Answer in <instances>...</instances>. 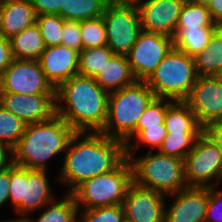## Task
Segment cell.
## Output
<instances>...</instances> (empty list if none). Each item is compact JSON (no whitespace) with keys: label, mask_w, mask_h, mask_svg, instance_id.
Segmentation results:
<instances>
[{"label":"cell","mask_w":222,"mask_h":222,"mask_svg":"<svg viewBox=\"0 0 222 222\" xmlns=\"http://www.w3.org/2000/svg\"><path fill=\"white\" fill-rule=\"evenodd\" d=\"M76 132L65 151L59 182L68 185L71 193L83 181L112 171L125 158L123 142L101 132ZM82 138L81 141H78ZM70 185V186H69Z\"/></svg>","instance_id":"obj_1"},{"label":"cell","mask_w":222,"mask_h":222,"mask_svg":"<svg viewBox=\"0 0 222 222\" xmlns=\"http://www.w3.org/2000/svg\"><path fill=\"white\" fill-rule=\"evenodd\" d=\"M108 96L94 78L73 76L56 89V115L76 132H101L107 119Z\"/></svg>","instance_id":"obj_2"},{"label":"cell","mask_w":222,"mask_h":222,"mask_svg":"<svg viewBox=\"0 0 222 222\" xmlns=\"http://www.w3.org/2000/svg\"><path fill=\"white\" fill-rule=\"evenodd\" d=\"M76 131L56 114L49 120L26 125L12 149V163L30 170H47L46 161L65 152Z\"/></svg>","instance_id":"obj_3"},{"label":"cell","mask_w":222,"mask_h":222,"mask_svg":"<svg viewBox=\"0 0 222 222\" xmlns=\"http://www.w3.org/2000/svg\"><path fill=\"white\" fill-rule=\"evenodd\" d=\"M154 98L146 81L140 80L109 92L107 119L101 133L124 143L134 133L141 114Z\"/></svg>","instance_id":"obj_4"},{"label":"cell","mask_w":222,"mask_h":222,"mask_svg":"<svg viewBox=\"0 0 222 222\" xmlns=\"http://www.w3.org/2000/svg\"><path fill=\"white\" fill-rule=\"evenodd\" d=\"M197 78L194 57L173 46L146 83L156 98L185 101Z\"/></svg>","instance_id":"obj_5"},{"label":"cell","mask_w":222,"mask_h":222,"mask_svg":"<svg viewBox=\"0 0 222 222\" xmlns=\"http://www.w3.org/2000/svg\"><path fill=\"white\" fill-rule=\"evenodd\" d=\"M133 183V168L125 158L115 169L83 181L72 192L78 210L122 205L126 191Z\"/></svg>","instance_id":"obj_6"},{"label":"cell","mask_w":222,"mask_h":222,"mask_svg":"<svg viewBox=\"0 0 222 222\" xmlns=\"http://www.w3.org/2000/svg\"><path fill=\"white\" fill-rule=\"evenodd\" d=\"M129 158L133 168V182L140 187L171 194L187 188L184 162L174 156L148 154L139 158Z\"/></svg>","instance_id":"obj_7"},{"label":"cell","mask_w":222,"mask_h":222,"mask_svg":"<svg viewBox=\"0 0 222 222\" xmlns=\"http://www.w3.org/2000/svg\"><path fill=\"white\" fill-rule=\"evenodd\" d=\"M9 192V200L23 220L25 214L50 206L54 200L45 170H30L14 163L10 165Z\"/></svg>","instance_id":"obj_8"},{"label":"cell","mask_w":222,"mask_h":222,"mask_svg":"<svg viewBox=\"0 0 222 222\" xmlns=\"http://www.w3.org/2000/svg\"><path fill=\"white\" fill-rule=\"evenodd\" d=\"M183 162L188 187H215L211 180L216 177V184L222 180V154L205 132Z\"/></svg>","instance_id":"obj_9"},{"label":"cell","mask_w":222,"mask_h":222,"mask_svg":"<svg viewBox=\"0 0 222 222\" xmlns=\"http://www.w3.org/2000/svg\"><path fill=\"white\" fill-rule=\"evenodd\" d=\"M102 18L107 46L114 54L127 55L142 31L136 4H108Z\"/></svg>","instance_id":"obj_10"},{"label":"cell","mask_w":222,"mask_h":222,"mask_svg":"<svg viewBox=\"0 0 222 222\" xmlns=\"http://www.w3.org/2000/svg\"><path fill=\"white\" fill-rule=\"evenodd\" d=\"M0 93L56 94L38 60L13 59L0 78Z\"/></svg>","instance_id":"obj_11"},{"label":"cell","mask_w":222,"mask_h":222,"mask_svg":"<svg viewBox=\"0 0 222 222\" xmlns=\"http://www.w3.org/2000/svg\"><path fill=\"white\" fill-rule=\"evenodd\" d=\"M172 47V37L142 30L126 55L135 79L146 81Z\"/></svg>","instance_id":"obj_12"},{"label":"cell","mask_w":222,"mask_h":222,"mask_svg":"<svg viewBox=\"0 0 222 222\" xmlns=\"http://www.w3.org/2000/svg\"><path fill=\"white\" fill-rule=\"evenodd\" d=\"M185 102L203 128L222 121V82L216 76H198Z\"/></svg>","instance_id":"obj_13"},{"label":"cell","mask_w":222,"mask_h":222,"mask_svg":"<svg viewBox=\"0 0 222 222\" xmlns=\"http://www.w3.org/2000/svg\"><path fill=\"white\" fill-rule=\"evenodd\" d=\"M164 193L137 186L134 182L126 191L122 203L126 222H164Z\"/></svg>","instance_id":"obj_14"},{"label":"cell","mask_w":222,"mask_h":222,"mask_svg":"<svg viewBox=\"0 0 222 222\" xmlns=\"http://www.w3.org/2000/svg\"><path fill=\"white\" fill-rule=\"evenodd\" d=\"M186 0H139L136 6L142 30L174 37Z\"/></svg>","instance_id":"obj_15"},{"label":"cell","mask_w":222,"mask_h":222,"mask_svg":"<svg viewBox=\"0 0 222 222\" xmlns=\"http://www.w3.org/2000/svg\"><path fill=\"white\" fill-rule=\"evenodd\" d=\"M56 94L0 93V105L25 123H39L56 114Z\"/></svg>","instance_id":"obj_16"},{"label":"cell","mask_w":222,"mask_h":222,"mask_svg":"<svg viewBox=\"0 0 222 222\" xmlns=\"http://www.w3.org/2000/svg\"><path fill=\"white\" fill-rule=\"evenodd\" d=\"M174 195L173 204L166 209L164 222H205L209 187H187Z\"/></svg>","instance_id":"obj_17"},{"label":"cell","mask_w":222,"mask_h":222,"mask_svg":"<svg viewBox=\"0 0 222 222\" xmlns=\"http://www.w3.org/2000/svg\"><path fill=\"white\" fill-rule=\"evenodd\" d=\"M38 62L46 78L57 89L62 83L78 75L79 52L62 44L46 47Z\"/></svg>","instance_id":"obj_18"},{"label":"cell","mask_w":222,"mask_h":222,"mask_svg":"<svg viewBox=\"0 0 222 222\" xmlns=\"http://www.w3.org/2000/svg\"><path fill=\"white\" fill-rule=\"evenodd\" d=\"M37 13L29 0H0V34L7 39L34 25Z\"/></svg>","instance_id":"obj_19"},{"label":"cell","mask_w":222,"mask_h":222,"mask_svg":"<svg viewBox=\"0 0 222 222\" xmlns=\"http://www.w3.org/2000/svg\"><path fill=\"white\" fill-rule=\"evenodd\" d=\"M94 79L108 92L122 89L136 81L130 69L127 56L118 54H114L108 60Z\"/></svg>","instance_id":"obj_20"},{"label":"cell","mask_w":222,"mask_h":222,"mask_svg":"<svg viewBox=\"0 0 222 222\" xmlns=\"http://www.w3.org/2000/svg\"><path fill=\"white\" fill-rule=\"evenodd\" d=\"M167 133H203L195 114L185 101H173L166 109L164 121Z\"/></svg>","instance_id":"obj_21"},{"label":"cell","mask_w":222,"mask_h":222,"mask_svg":"<svg viewBox=\"0 0 222 222\" xmlns=\"http://www.w3.org/2000/svg\"><path fill=\"white\" fill-rule=\"evenodd\" d=\"M10 42L15 59L38 60L46 48L41 30L36 23L10 38Z\"/></svg>","instance_id":"obj_22"},{"label":"cell","mask_w":222,"mask_h":222,"mask_svg":"<svg viewBox=\"0 0 222 222\" xmlns=\"http://www.w3.org/2000/svg\"><path fill=\"white\" fill-rule=\"evenodd\" d=\"M198 76H215L222 70V27L212 35L208 45L194 56Z\"/></svg>","instance_id":"obj_23"},{"label":"cell","mask_w":222,"mask_h":222,"mask_svg":"<svg viewBox=\"0 0 222 222\" xmlns=\"http://www.w3.org/2000/svg\"><path fill=\"white\" fill-rule=\"evenodd\" d=\"M218 28H176L173 37V46L188 56L194 57L208 45L212 35Z\"/></svg>","instance_id":"obj_24"},{"label":"cell","mask_w":222,"mask_h":222,"mask_svg":"<svg viewBox=\"0 0 222 222\" xmlns=\"http://www.w3.org/2000/svg\"><path fill=\"white\" fill-rule=\"evenodd\" d=\"M64 199L58 202L54 199L49 205H51L39 216V218L34 221L25 217L23 222H78V206L71 193L68 192Z\"/></svg>","instance_id":"obj_25"},{"label":"cell","mask_w":222,"mask_h":222,"mask_svg":"<svg viewBox=\"0 0 222 222\" xmlns=\"http://www.w3.org/2000/svg\"><path fill=\"white\" fill-rule=\"evenodd\" d=\"M108 3L106 0H65V9H60L64 20L84 21L101 17Z\"/></svg>","instance_id":"obj_26"},{"label":"cell","mask_w":222,"mask_h":222,"mask_svg":"<svg viewBox=\"0 0 222 222\" xmlns=\"http://www.w3.org/2000/svg\"><path fill=\"white\" fill-rule=\"evenodd\" d=\"M113 55L107 45L82 49L79 52L78 75L94 78Z\"/></svg>","instance_id":"obj_27"},{"label":"cell","mask_w":222,"mask_h":222,"mask_svg":"<svg viewBox=\"0 0 222 222\" xmlns=\"http://www.w3.org/2000/svg\"><path fill=\"white\" fill-rule=\"evenodd\" d=\"M218 27L214 24L206 5L186 0L176 28Z\"/></svg>","instance_id":"obj_28"},{"label":"cell","mask_w":222,"mask_h":222,"mask_svg":"<svg viewBox=\"0 0 222 222\" xmlns=\"http://www.w3.org/2000/svg\"><path fill=\"white\" fill-rule=\"evenodd\" d=\"M202 133H167L163 140L159 153L168 156L186 158L193 149L196 140Z\"/></svg>","instance_id":"obj_29"},{"label":"cell","mask_w":222,"mask_h":222,"mask_svg":"<svg viewBox=\"0 0 222 222\" xmlns=\"http://www.w3.org/2000/svg\"><path fill=\"white\" fill-rule=\"evenodd\" d=\"M172 102L167 98L155 97L141 114L134 133L124 142L125 147L130 144V139L137 136L143 129L164 124L166 109Z\"/></svg>","instance_id":"obj_30"},{"label":"cell","mask_w":222,"mask_h":222,"mask_svg":"<svg viewBox=\"0 0 222 222\" xmlns=\"http://www.w3.org/2000/svg\"><path fill=\"white\" fill-rule=\"evenodd\" d=\"M27 123L0 105V142L13 149L25 132Z\"/></svg>","instance_id":"obj_31"},{"label":"cell","mask_w":222,"mask_h":222,"mask_svg":"<svg viewBox=\"0 0 222 222\" xmlns=\"http://www.w3.org/2000/svg\"><path fill=\"white\" fill-rule=\"evenodd\" d=\"M83 49L107 45L106 25L101 17L80 21Z\"/></svg>","instance_id":"obj_32"},{"label":"cell","mask_w":222,"mask_h":222,"mask_svg":"<svg viewBox=\"0 0 222 222\" xmlns=\"http://www.w3.org/2000/svg\"><path fill=\"white\" fill-rule=\"evenodd\" d=\"M36 24L41 30V35L46 47L61 44L64 19L59 15H37Z\"/></svg>","instance_id":"obj_33"},{"label":"cell","mask_w":222,"mask_h":222,"mask_svg":"<svg viewBox=\"0 0 222 222\" xmlns=\"http://www.w3.org/2000/svg\"><path fill=\"white\" fill-rule=\"evenodd\" d=\"M167 131L165 124H159L158 126L153 127H147L146 129H143L137 136V142L135 145H127L126 148V157L127 158H134V152L136 149L138 150V147H140V143L146 144L148 146H151L152 149H158L161 147L164 138L166 137ZM135 149V150H134Z\"/></svg>","instance_id":"obj_34"},{"label":"cell","mask_w":222,"mask_h":222,"mask_svg":"<svg viewBox=\"0 0 222 222\" xmlns=\"http://www.w3.org/2000/svg\"><path fill=\"white\" fill-rule=\"evenodd\" d=\"M78 222H126L122 205H111L83 210Z\"/></svg>","instance_id":"obj_35"},{"label":"cell","mask_w":222,"mask_h":222,"mask_svg":"<svg viewBox=\"0 0 222 222\" xmlns=\"http://www.w3.org/2000/svg\"><path fill=\"white\" fill-rule=\"evenodd\" d=\"M61 44L78 52L83 49L80 21L64 20Z\"/></svg>","instance_id":"obj_36"},{"label":"cell","mask_w":222,"mask_h":222,"mask_svg":"<svg viewBox=\"0 0 222 222\" xmlns=\"http://www.w3.org/2000/svg\"><path fill=\"white\" fill-rule=\"evenodd\" d=\"M205 222H222V190L217 192L216 186L209 187Z\"/></svg>","instance_id":"obj_37"},{"label":"cell","mask_w":222,"mask_h":222,"mask_svg":"<svg viewBox=\"0 0 222 222\" xmlns=\"http://www.w3.org/2000/svg\"><path fill=\"white\" fill-rule=\"evenodd\" d=\"M37 15L52 14L60 16V9H65V0H29Z\"/></svg>","instance_id":"obj_38"},{"label":"cell","mask_w":222,"mask_h":222,"mask_svg":"<svg viewBox=\"0 0 222 222\" xmlns=\"http://www.w3.org/2000/svg\"><path fill=\"white\" fill-rule=\"evenodd\" d=\"M13 59L10 39L0 34V78Z\"/></svg>","instance_id":"obj_39"},{"label":"cell","mask_w":222,"mask_h":222,"mask_svg":"<svg viewBox=\"0 0 222 222\" xmlns=\"http://www.w3.org/2000/svg\"><path fill=\"white\" fill-rule=\"evenodd\" d=\"M10 166L0 171V206L9 200Z\"/></svg>","instance_id":"obj_40"},{"label":"cell","mask_w":222,"mask_h":222,"mask_svg":"<svg viewBox=\"0 0 222 222\" xmlns=\"http://www.w3.org/2000/svg\"><path fill=\"white\" fill-rule=\"evenodd\" d=\"M204 132L213 140L222 154V121L206 126Z\"/></svg>","instance_id":"obj_41"},{"label":"cell","mask_w":222,"mask_h":222,"mask_svg":"<svg viewBox=\"0 0 222 222\" xmlns=\"http://www.w3.org/2000/svg\"><path fill=\"white\" fill-rule=\"evenodd\" d=\"M207 7L214 24L222 27V0H213Z\"/></svg>","instance_id":"obj_42"},{"label":"cell","mask_w":222,"mask_h":222,"mask_svg":"<svg viewBox=\"0 0 222 222\" xmlns=\"http://www.w3.org/2000/svg\"><path fill=\"white\" fill-rule=\"evenodd\" d=\"M12 149H10L6 144L0 142V171L6 169L12 164Z\"/></svg>","instance_id":"obj_43"},{"label":"cell","mask_w":222,"mask_h":222,"mask_svg":"<svg viewBox=\"0 0 222 222\" xmlns=\"http://www.w3.org/2000/svg\"><path fill=\"white\" fill-rule=\"evenodd\" d=\"M108 4H136L139 0H106Z\"/></svg>","instance_id":"obj_44"},{"label":"cell","mask_w":222,"mask_h":222,"mask_svg":"<svg viewBox=\"0 0 222 222\" xmlns=\"http://www.w3.org/2000/svg\"><path fill=\"white\" fill-rule=\"evenodd\" d=\"M195 3H198V4H202V5H208L210 2H212L213 0H191Z\"/></svg>","instance_id":"obj_45"},{"label":"cell","mask_w":222,"mask_h":222,"mask_svg":"<svg viewBox=\"0 0 222 222\" xmlns=\"http://www.w3.org/2000/svg\"><path fill=\"white\" fill-rule=\"evenodd\" d=\"M2 222H23V219L21 218H17V219H12V220H9V221H2Z\"/></svg>","instance_id":"obj_46"},{"label":"cell","mask_w":222,"mask_h":222,"mask_svg":"<svg viewBox=\"0 0 222 222\" xmlns=\"http://www.w3.org/2000/svg\"><path fill=\"white\" fill-rule=\"evenodd\" d=\"M215 76L222 82V70Z\"/></svg>","instance_id":"obj_47"}]
</instances>
